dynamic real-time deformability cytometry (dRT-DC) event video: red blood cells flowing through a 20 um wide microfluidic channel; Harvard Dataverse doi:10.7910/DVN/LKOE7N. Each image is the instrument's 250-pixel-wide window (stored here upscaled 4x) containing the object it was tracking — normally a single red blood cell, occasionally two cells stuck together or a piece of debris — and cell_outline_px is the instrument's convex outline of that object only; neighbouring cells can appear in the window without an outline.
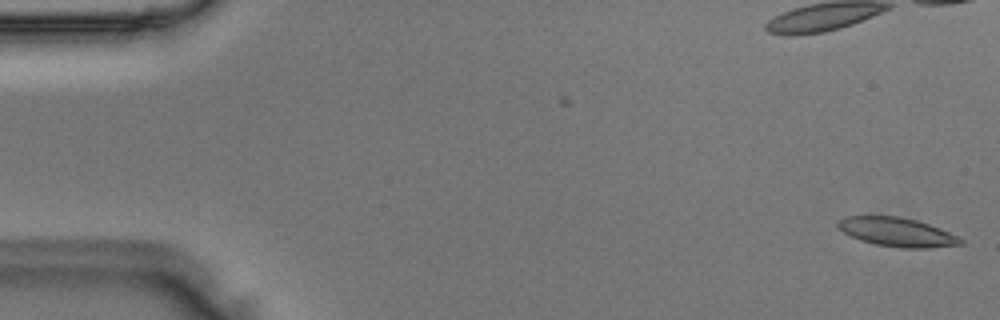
{"species": "Egyptian fruit bat (a non-hibernating species)", "species_latin": "Rousettus aegyptiacus", "temperature_condition": "room temperature", "stored_images_in_passage": 4, "camera_frame_rate_fps": 3000, "um_per_image_px": 0.085, "animal": {"sex": "male"}, "frame": {"image": 1, "passage_image": 4, "time_ms": 1.0, "image_size_px": [1000, 320], "cell_outline_px": [[964, 244], [928, 248], [900, 248], [876, 244], [860, 240], [836, 228], [836, 224], [844, 216], [900, 216], [916, 220], [940, 228], [960, 236], [964, 240]], "centroid_in_image_um": [76.27, 19.73], "position_along_channel_um": 8.7, "area_um2": 20.81}}